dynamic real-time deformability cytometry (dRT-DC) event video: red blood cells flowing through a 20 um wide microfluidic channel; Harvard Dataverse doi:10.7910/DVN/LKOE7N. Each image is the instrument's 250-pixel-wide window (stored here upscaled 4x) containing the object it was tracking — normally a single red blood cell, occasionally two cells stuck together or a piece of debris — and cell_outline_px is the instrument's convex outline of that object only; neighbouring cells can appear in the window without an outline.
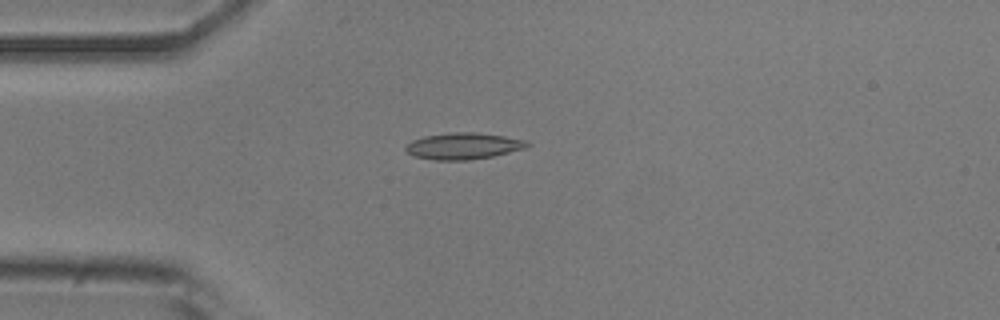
{"species": "common noctule bat (a hibernating species)", "species_latin": "Nyctalus noctula", "temperature_condition": "room temperature", "stored_images_in_passage": 3, "camera_frame_rate_fps": 3000, "um_per_image_px": 0.085, "animal": {"sex": "male", "body_mass_g": 20.5, "forearm_length_mm": 52.5}, "frame": {"image": 1, "passage_image": 3, "time_ms": 0.667, "image_size_px": [1000, 320], "cell_outline_px": [[528, 144], [524, 148], [492, 156], [468, 160], [432, 160], [416, 156], [408, 152], [404, 148], [412, 140], [424, 136], [452, 132], [476, 132], [504, 136], [528, 140]], "centroid_in_image_um": [39.37, 12.4], "position_along_channel_um": 45.6, "area_um2": 18.55}}